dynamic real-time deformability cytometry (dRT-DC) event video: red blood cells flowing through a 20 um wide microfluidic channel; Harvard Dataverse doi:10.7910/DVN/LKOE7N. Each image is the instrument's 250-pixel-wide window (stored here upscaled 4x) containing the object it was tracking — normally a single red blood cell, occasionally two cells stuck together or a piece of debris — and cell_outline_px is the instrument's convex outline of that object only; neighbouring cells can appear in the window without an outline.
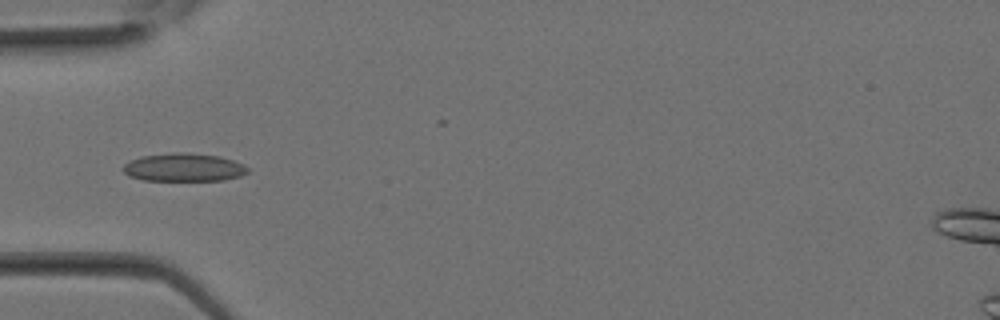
{"species": "Egyptian fruit bat (a non-hibernating species)", "species_latin": "Rousettus aegyptiacus", "temperature_condition": "room temperature", "stored_images_in_passage": 13, "camera_frame_rate_fps": 3000, "um_per_image_px": 0.085, "animal": {"sex": "female"}, "frame": {"image": 1, "passage_image": 8, "time_ms": 2.333, "image_size_px": [1000, 320], "cell_outline_px": [[248, 172], [240, 176], [224, 180], [144, 180], [128, 176], [120, 168], [124, 164], [140, 156], [172, 152], [184, 152], [220, 156], [244, 164], [248, 168]], "centroid_in_image_um": [15.6, 14.22], "position_along_channel_um": 69.4, "area_um2": 20.52}}
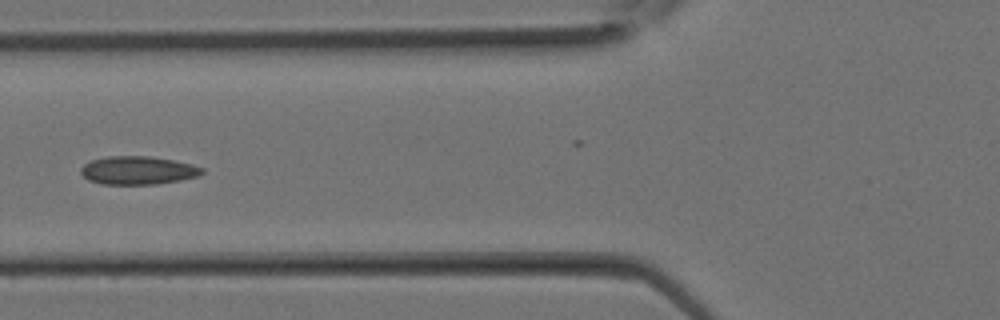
{"frame": {"image": 2, "passage_image": 10, "time_ms": 3.0, "image_size_px": [1000, 320], "cell_outline_px": [[204, 172], [196, 176], [180, 180], [156, 184], [104, 184], [88, 180], [80, 172], [80, 168], [84, 164], [92, 160], [108, 156], [152, 156], [192, 164], [204, 168]], "centroid_in_image_um": [11.72, 14.47], "position_along_channel_um": 114.1, "area_um2": 19.88}}
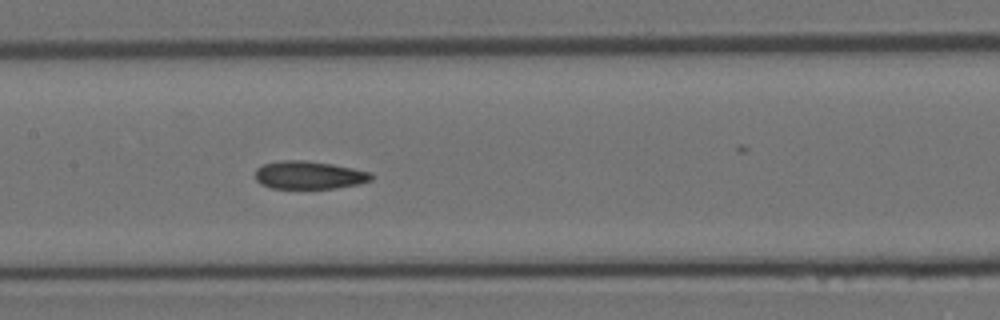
{"frame": {"image": 3, "passage_image": 13, "time_ms": 4.0, "image_size_px": [1000, 320], "cell_outline_px": [[372, 180], [360, 184], [332, 188], [272, 188], [260, 184], [256, 180], [256, 168], [264, 164], [280, 160], [304, 160], [332, 164], [372, 172]], "centroid_in_image_um": [26.27, 14.88], "position_along_channel_um": 181.1, "area_um2": 18.9}}